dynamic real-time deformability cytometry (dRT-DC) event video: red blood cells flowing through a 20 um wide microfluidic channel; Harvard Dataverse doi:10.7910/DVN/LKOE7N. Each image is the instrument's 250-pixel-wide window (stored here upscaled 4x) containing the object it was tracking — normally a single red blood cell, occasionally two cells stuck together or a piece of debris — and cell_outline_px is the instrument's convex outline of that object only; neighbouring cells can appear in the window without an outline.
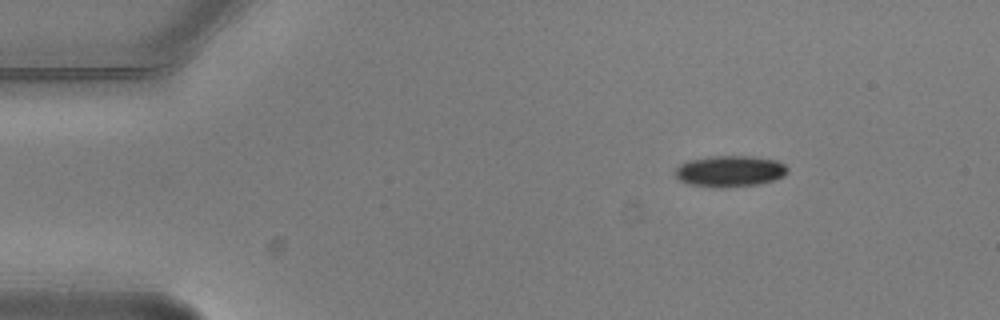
{"species": "common noctule bat (a hibernating species)", "species_latin": "Nyctalus noctula", "temperature_condition": "warm", "stored_images_in_passage": 4, "camera_frame_rate_fps": 3000, "um_per_image_px": 0.085, "animal": {"sex": "male", "body_mass_g": 20.5, "forearm_length_mm": 52.5}, "frame": {"image": 1, "passage_image": 1, "time_ms": 0.0, "image_size_px": [1000, 320], "cell_outline_px": [[788, 172], [784, 176], [776, 180], [760, 184], [724, 188], [712, 188], [684, 184], [676, 176], [676, 168], [680, 164], [692, 160], [712, 156], [752, 156], [776, 160], [784, 164], [788, 168]], "centroid_in_image_um": [62.06, 14.57], "position_along_channel_um": 22.9, "area_um2": 20.75}}
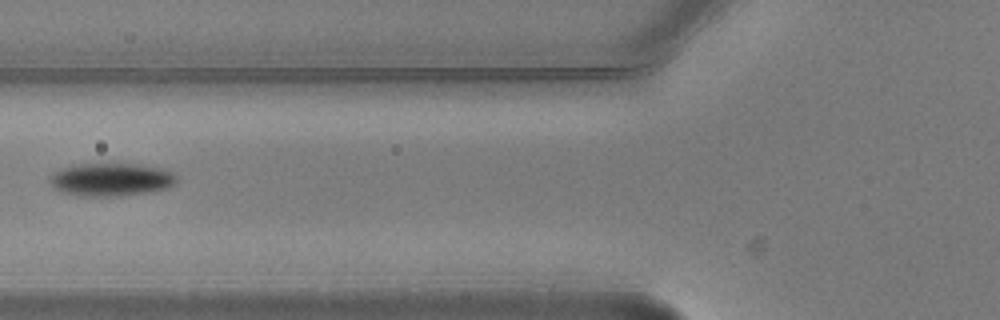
{"frame": {"image": 2, "passage_image": 3, "time_ms": 0.667, "image_size_px": [1000, 320], "cell_outline_px": [[176, 180], [172, 184], [164, 188], [144, 192], [112, 196], [80, 196], [64, 192], [56, 188], [48, 180], [48, 176], [52, 172], [60, 168], [76, 164], [108, 160], [140, 164], [164, 168], [172, 172], [176, 176]], "centroid_in_image_um": [9.37, 15.18], "position_along_channel_um": 116.4, "area_um2": 25.09}}
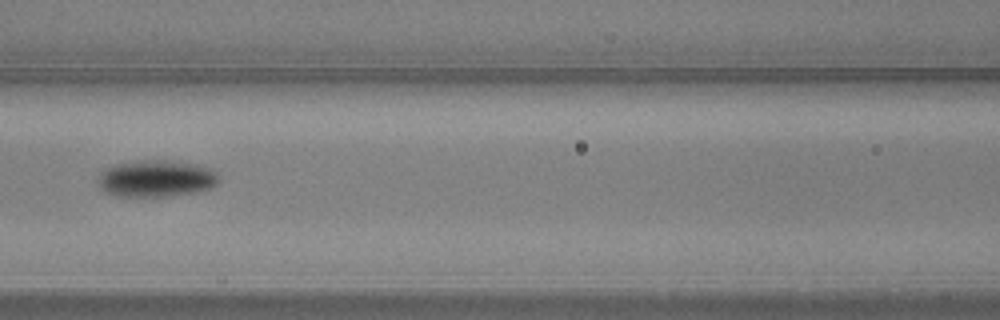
{"frame": {"image": 3, "passage_image": 4, "time_ms": 1.0, "image_size_px": [1000, 320], "cell_outline_px": [[220, 180], [212, 188], [196, 192], [168, 196], [116, 196], [104, 192], [100, 188], [100, 172], [104, 168], [116, 164], [144, 160], [168, 160], [196, 164], [212, 168], [220, 176]], "centroid_in_image_um": [13.32, 15.17], "position_along_channel_um": 153.3, "area_um2": 26.07}}